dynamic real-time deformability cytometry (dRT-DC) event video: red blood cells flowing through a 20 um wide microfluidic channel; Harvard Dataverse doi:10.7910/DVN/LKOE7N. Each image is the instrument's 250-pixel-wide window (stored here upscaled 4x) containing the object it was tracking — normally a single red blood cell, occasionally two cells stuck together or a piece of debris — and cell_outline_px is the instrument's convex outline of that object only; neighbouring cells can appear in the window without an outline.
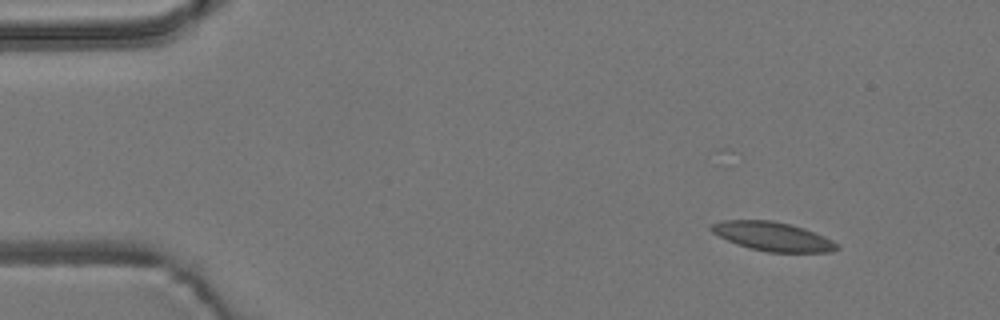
{"species": "common noctule bat (a hibernating species)", "species_latin": "Nyctalus noctula", "temperature_condition": "room temperature", "stored_images_in_passage": 3, "camera_frame_rate_fps": 3000, "um_per_image_px": 0.085, "animal": {"sex": "male", "body_mass_g": 19.2, "forearm_length_mm": 51.8}, "frame": {"image": 1, "passage_image": 1, "time_ms": 0.0, "image_size_px": [1000, 320], "cell_outline_px": [[840, 248], [832, 252], [768, 252], [752, 248], [728, 240], [712, 232], [708, 228], [712, 224], [724, 220], [772, 220], [792, 224], [804, 228], [824, 236], [832, 240]], "centroid_in_image_um": [65.71, 20.09], "position_along_channel_um": 19.3, "area_um2": 20.98}}
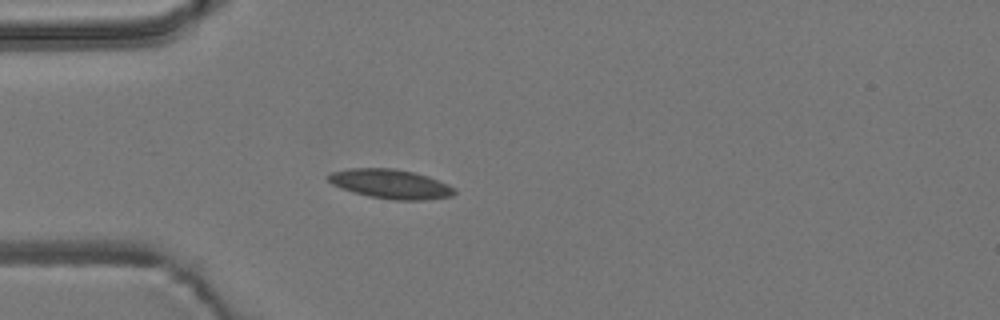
{"frame": {"image": 2, "passage_image": 3, "time_ms": 0.667, "image_size_px": [1000, 320], "cell_outline_px": [[456, 192], [452, 196], [424, 200], [392, 200], [368, 196], [340, 188], [332, 184], [324, 176], [332, 172], [348, 168], [392, 168], [416, 172], [428, 176], [448, 184], [456, 188]], "centroid_in_image_um": [33.19, 15.63], "position_along_channel_um": 51.8, "area_um2": 21.79}}